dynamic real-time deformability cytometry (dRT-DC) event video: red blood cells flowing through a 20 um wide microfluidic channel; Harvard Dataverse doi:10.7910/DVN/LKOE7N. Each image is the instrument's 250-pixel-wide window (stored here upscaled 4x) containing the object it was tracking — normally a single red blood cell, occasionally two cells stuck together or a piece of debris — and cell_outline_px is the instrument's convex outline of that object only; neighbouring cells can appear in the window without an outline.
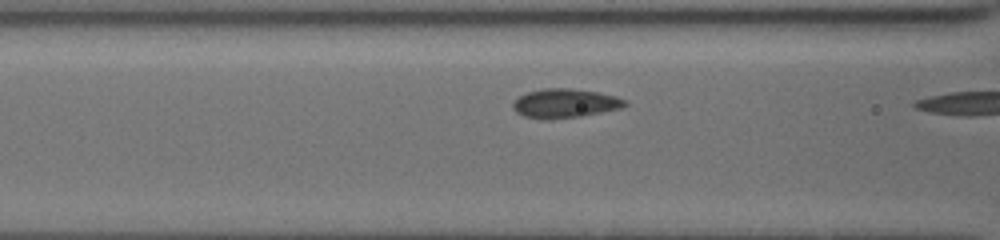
{"species": "common noctule bat (a hibernating species)", "species_latin": "Nyctalus noctula", "temperature_condition": "cold", "stored_images_in_passage": 10, "camera_frame_rate_fps": 3000, "um_per_image_px": 0.085, "animal": {"sex": "female", "body_mass_g": 19.5, "forearm_length_mm": 54.1}, "frame": {"image": 1, "passage_image": 9, "time_ms": 2.667, "image_size_px": [1000, 240], "cell_outline_px": [[628, 104], [620, 108], [580, 116], [548, 120], [544, 120], [524, 116], [516, 112], [512, 108], [512, 104], [520, 96], [528, 92], [544, 88], [568, 88], [596, 92], [616, 96], [628, 100]], "centroid_in_image_um": [48.01, 8.79], "position_along_channel_um": 118.6, "area_um2": 18.9}}